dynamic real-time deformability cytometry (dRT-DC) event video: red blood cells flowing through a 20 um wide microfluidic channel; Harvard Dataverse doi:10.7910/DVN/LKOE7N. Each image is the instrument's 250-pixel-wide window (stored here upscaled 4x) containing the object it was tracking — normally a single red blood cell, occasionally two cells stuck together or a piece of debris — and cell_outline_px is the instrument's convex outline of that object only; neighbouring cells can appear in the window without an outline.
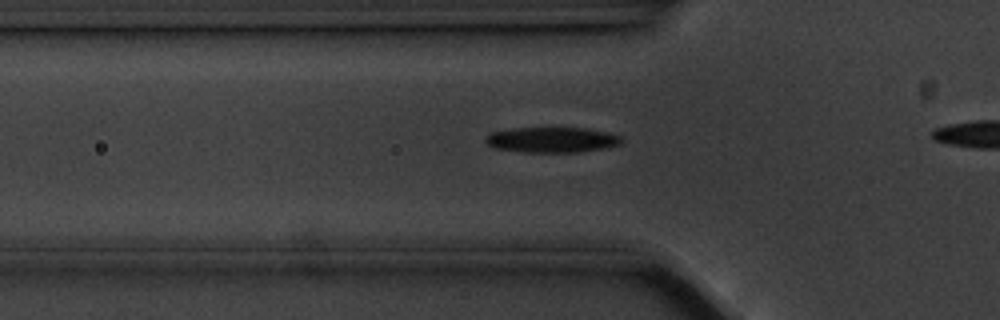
{"species": "common noctule bat (a hibernating species)", "species_latin": "Nyctalus noctula", "temperature_condition": "cold", "stored_images_in_passage": 22, "camera_frame_rate_fps": 3000, "um_per_image_px": 0.085, "animal": {"sex": "male", "body_mass_g": 20.1, "forearm_length_mm": 53.5}, "frame": {"image": 1, "passage_image": 16, "time_ms": 5.0, "image_size_px": [1000, 320], "cell_outline_px": [[624, 140], [620, 144], [608, 148], [576, 152], [524, 152], [492, 148], [484, 140], [484, 136], [492, 132], [512, 128], [588, 128], [608, 132], [624, 136]], "centroid_in_image_um": [46.94, 11.88], "position_along_channel_um": 78.9, "area_um2": 20.46}}
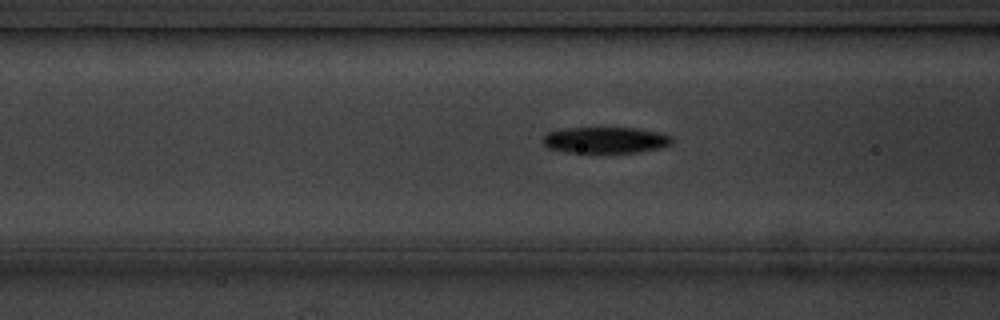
{"frame": {"image": 2, "passage_image": 19, "time_ms": 6.0, "image_size_px": [1000, 320], "cell_outline_px": [[672, 144], [656, 148], [636, 152], [568, 152], [548, 148], [544, 144], [544, 136], [548, 132], [568, 128], [636, 128], [660, 132], [672, 136]], "centroid_in_image_um": [51.48, 11.9], "position_along_channel_um": 115.1, "area_um2": 19.42}}